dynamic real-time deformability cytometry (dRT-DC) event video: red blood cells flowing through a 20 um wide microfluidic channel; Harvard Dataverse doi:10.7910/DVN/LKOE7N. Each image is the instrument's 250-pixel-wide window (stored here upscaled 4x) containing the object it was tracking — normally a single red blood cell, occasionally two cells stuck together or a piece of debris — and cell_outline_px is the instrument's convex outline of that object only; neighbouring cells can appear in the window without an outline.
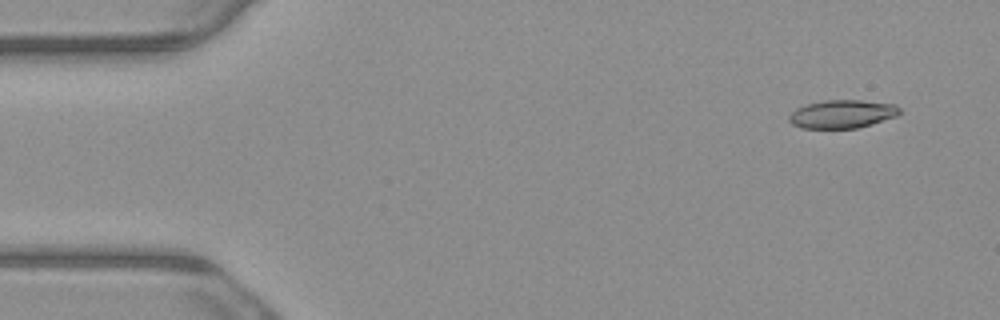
{"species": "common noctule bat (a hibernating species)", "species_latin": "Nyctalus noctula", "temperature_condition": "warm", "stored_images_in_passage": 4, "camera_frame_rate_fps": 3000, "um_per_image_px": 0.085, "animal": {"sex": "male", "body_mass_g": 23.1, "forearm_length_mm": 52.7}, "frame": {"image": 1, "passage_image": 1, "time_ms": 0.0, "image_size_px": [1000, 320], "cell_outline_px": [[900, 112], [896, 116], [872, 124], [856, 128], [800, 128], [792, 124], [788, 120], [788, 116], [796, 108], [808, 104], [824, 100], [860, 100], [896, 104], [900, 108]], "centroid_in_image_um": [71.58, 9.69], "position_along_channel_um": 13.4, "area_um2": 18.21}}
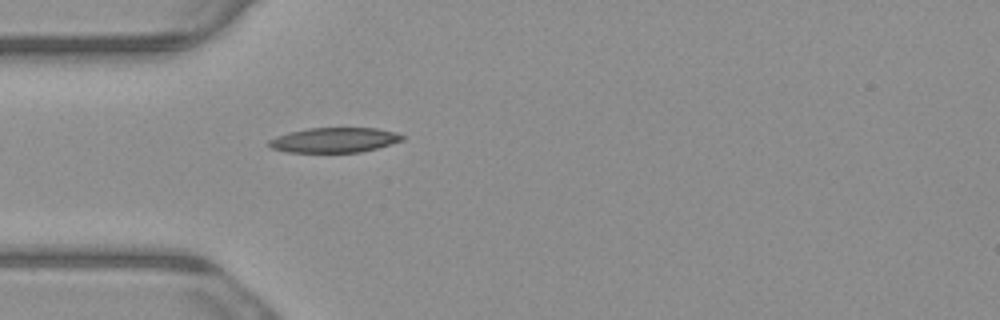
{"frame": {"image": 2, "passage_image": 4, "time_ms": 1.0, "image_size_px": [1000, 320], "cell_outline_px": [[404, 140], [376, 148], [360, 152], [288, 152], [272, 148], [268, 144], [268, 140], [276, 136], [308, 128], [376, 128], [396, 132], [404, 136]], "centroid_in_image_um": [28.43, 11.9], "position_along_channel_um": 56.6, "area_um2": 19.19}}